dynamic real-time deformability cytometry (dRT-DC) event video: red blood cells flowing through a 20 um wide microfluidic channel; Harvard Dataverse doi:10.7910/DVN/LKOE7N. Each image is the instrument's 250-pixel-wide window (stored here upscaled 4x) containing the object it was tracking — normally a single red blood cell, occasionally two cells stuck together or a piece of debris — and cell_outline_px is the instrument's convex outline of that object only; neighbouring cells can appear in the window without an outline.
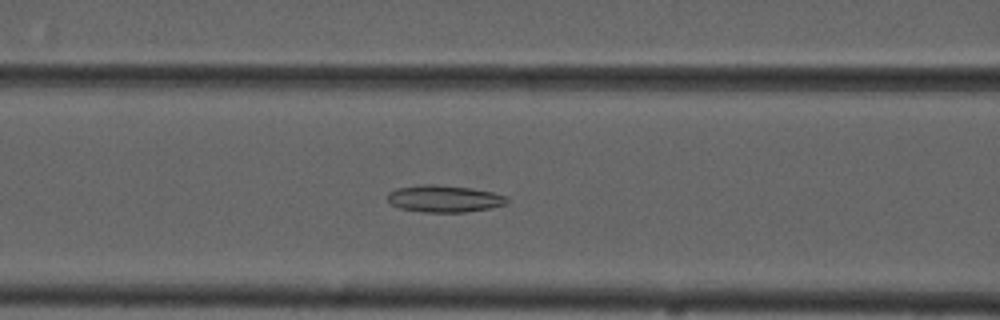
{"species": "common noctule bat (a hibernating species)", "species_latin": "Nyctalus noctula", "temperature_condition": "cold", "stored_images_in_passage": 55, "camera_frame_rate_fps": 3000, "um_per_image_px": 0.085, "animal": {"sex": "male", "forearm_length_mm": 52.5}, "frame": {"image": 1, "passage_image": 23, "time_ms": 7.333, "image_size_px": [1000, 320], "cell_outline_px": [[508, 204], [488, 208], [464, 212], [424, 212], [400, 208], [392, 204], [388, 200], [388, 192], [396, 188], [424, 184], [436, 184], [472, 188], [492, 192], [508, 196]], "centroid_in_image_um": [37.78, 16.88], "position_along_channel_um": 128.8, "area_um2": 18.79}}
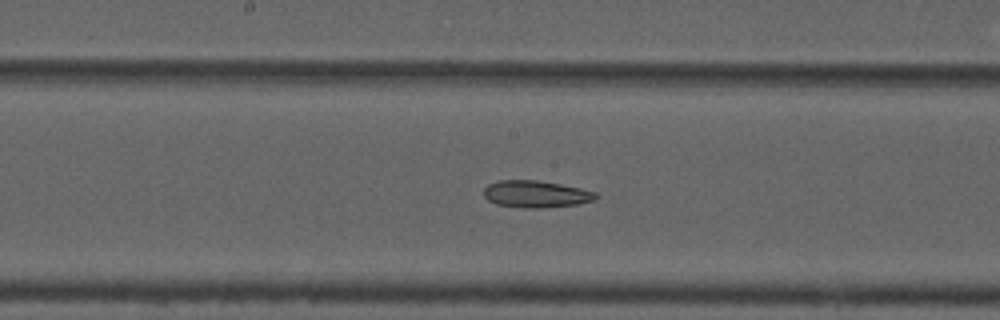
{"frame": {"image": 2, "passage_image": 29, "time_ms": 9.333, "image_size_px": [1000, 320], "cell_outline_px": [[600, 196], [596, 200], [576, 204], [540, 208], [520, 208], [496, 204], [488, 200], [484, 196], [484, 188], [488, 184], [496, 180], [536, 180], [560, 184], [580, 188], [596, 192]], "centroid_in_image_um": [45.55, 16.49], "position_along_channel_um": 202.7, "area_um2": 17.74}}
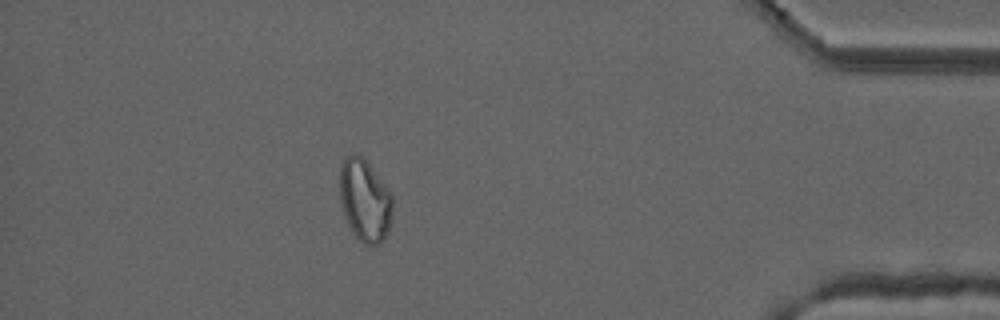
{"frame": {"image": 3, "passage_image": 49, "time_ms": 16.0, "image_size_px": [1000, 320], "cell_outline_px": [[392, 224], [388, 232], [380, 244], [364, 244], [352, 232], [344, 216], [340, 204], [340, 164], [344, 156], [364, 156], [384, 184], [392, 196]], "centroid_in_image_um": [31.01, 17.04], "position_along_channel_um": 404.2, "area_um2": 25.49}, "authors_computed_cell_mechanics": {"area_um2": 22.4842, "velocity_mm_per_s": 3.6909, "shape_relaxation_time_tau1_ms": null, "shape_relaxation_time_tau2_ms": 11.1913, "deformation_change_tau1": null, "deformation_change_tau2": 0.2241}}